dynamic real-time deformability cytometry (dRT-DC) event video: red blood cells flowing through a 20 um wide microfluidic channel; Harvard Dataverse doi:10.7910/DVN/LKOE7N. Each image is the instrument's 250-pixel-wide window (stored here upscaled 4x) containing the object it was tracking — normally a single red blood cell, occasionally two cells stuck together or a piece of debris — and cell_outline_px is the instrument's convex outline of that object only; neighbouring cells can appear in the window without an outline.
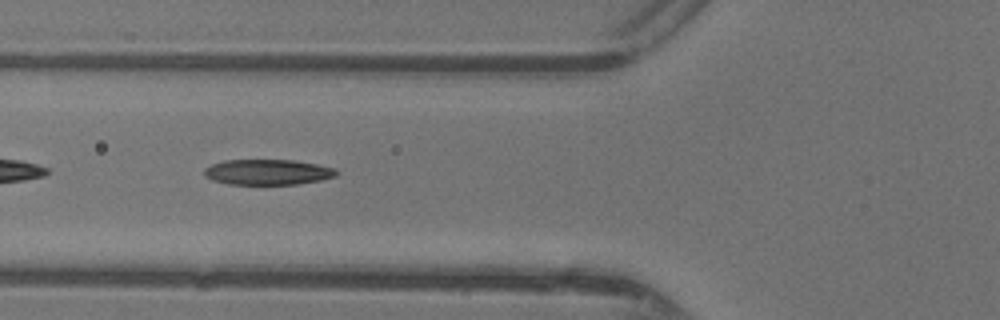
{"species": "common noctule bat (a hibernating species)", "species_latin": "Nyctalus noctula", "temperature_condition": "warm", "stored_images_in_passage": 37, "camera_frame_rate_fps": 3000, "um_per_image_px": 0.085, "animal": {"sex": "female"}, "frame": {"image": 1, "passage_image": 8, "time_ms": 2.333, "image_size_px": [1000, 320], "cell_outline_px": [[340, 172], [336, 176], [320, 180], [296, 184], [228, 184], [212, 180], [204, 176], [204, 168], [212, 164], [224, 160], [296, 160], [336, 168]], "centroid_in_image_um": [22.76, 14.62], "position_along_channel_um": 103.0, "area_um2": 19.71}}
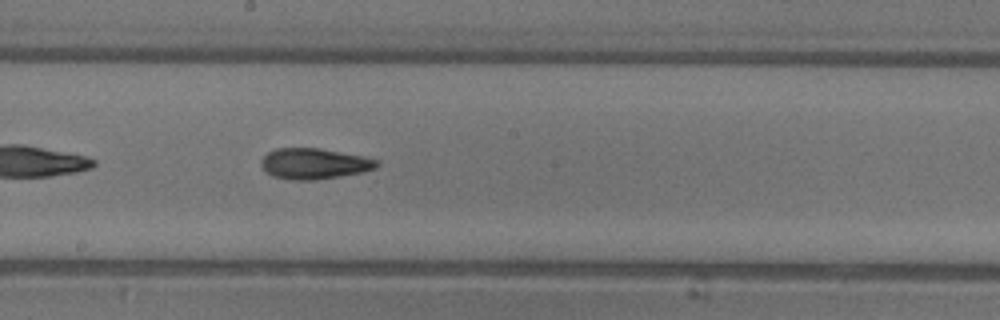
{"frame": {"image": 2, "passage_image": 16, "time_ms": 5.0, "image_size_px": [1000, 320], "cell_outline_px": [[380, 164], [376, 168], [360, 172], [340, 176], [316, 180], [292, 180], [272, 176], [264, 172], [260, 164], [260, 160], [268, 152], [276, 148], [320, 148], [364, 156], [376, 160]], "centroid_in_image_um": [26.66, 13.91], "position_along_channel_um": 221.5, "area_um2": 20.87}}
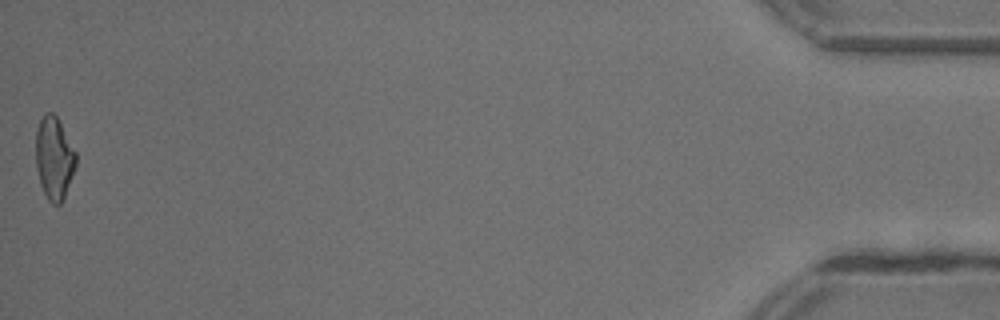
{"frame": {"image": 3, "passage_image": 37, "time_ms": 12.0, "image_size_px": [1000, 320], "cell_outline_px": [[76, 164], [64, 196], [60, 204], [52, 204], [48, 200], [40, 184], [36, 168], [36, 132], [40, 120], [44, 112], [52, 112], [56, 116], [76, 152]], "centroid_in_image_um": [4.58, 13.43], "position_along_channel_um": 430.6, "area_um2": 19.07}, "authors_computed_cell_mechanics": {"area_um2": 19.941, "velocity_mm_per_s": 4.42, "shape_relaxation_time_tau1_ms": 4.04, "shape_relaxation_time_tau2_ms": 2.6493, "deformation_change_tau1": 0.1586, "deformation_change_tau2": 0.1126}}